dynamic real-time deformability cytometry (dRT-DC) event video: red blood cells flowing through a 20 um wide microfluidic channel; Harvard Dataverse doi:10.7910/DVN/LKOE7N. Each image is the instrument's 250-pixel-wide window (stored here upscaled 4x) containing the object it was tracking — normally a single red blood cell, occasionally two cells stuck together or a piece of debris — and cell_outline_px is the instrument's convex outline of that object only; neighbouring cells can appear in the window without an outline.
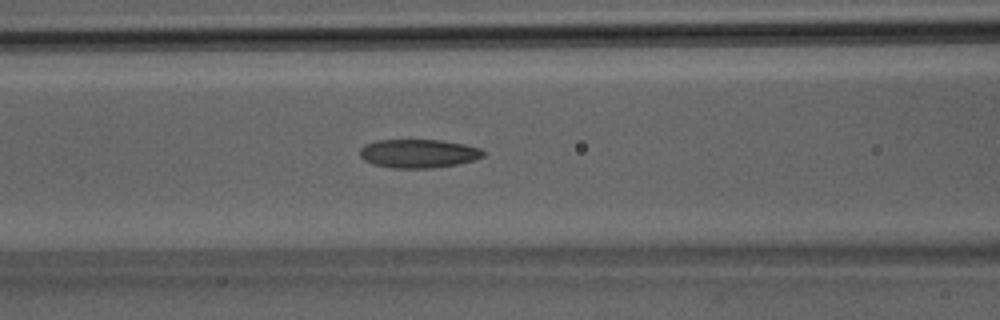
{"species": "Egyptian fruit bat (a non-hibernating species)", "species_latin": "Rousettus aegyptiacus", "temperature_condition": "room temperature", "stored_images_in_passage": 29, "camera_frame_rate_fps": 3000, "um_per_image_px": 0.085, "animal": {"sex": "male"}, "frame": {"image": 1, "passage_image": 7, "time_ms": 2.0, "image_size_px": [1000, 320], "cell_outline_px": [[484, 156], [472, 160], [456, 164], [432, 168], [392, 168], [372, 164], [364, 160], [360, 156], [360, 148], [364, 144], [376, 140], [440, 140], [464, 144], [480, 148], [484, 152]], "centroid_in_image_um": [35.52, 13.04], "position_along_channel_um": 131.1, "area_um2": 20.58}}
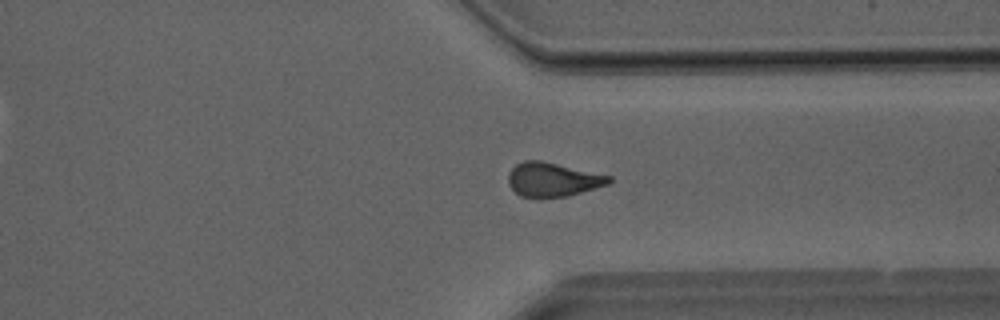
{"frame": {"image": 2, "passage_image": 20, "time_ms": 6.333, "image_size_px": [1000, 320], "cell_outline_px": [[612, 180], [608, 184], [568, 196], [540, 200], [520, 196], [508, 184], [508, 172], [516, 164], [524, 160], [540, 160], [612, 176]], "centroid_in_image_um": [46.95, 15.29], "position_along_channel_um": 364.5, "area_um2": 20.35}}
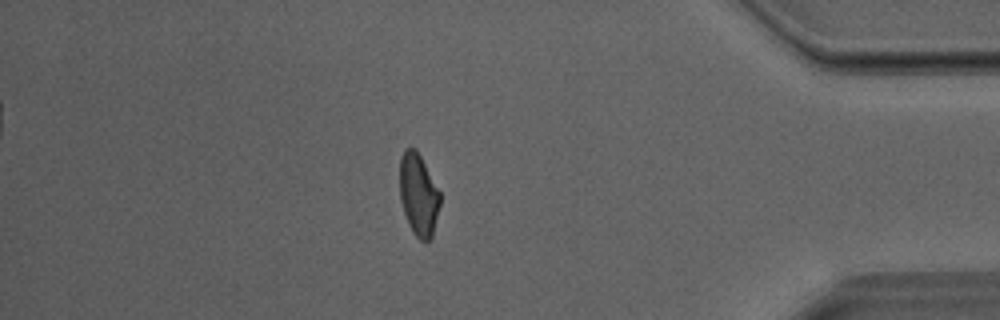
{"frame": {"image": 3, "passage_image": 24, "time_ms": 7.667, "image_size_px": [1000, 320], "cell_outline_px": [[440, 204], [432, 236], [428, 240], [420, 240], [412, 232], [408, 224], [400, 200], [400, 156], [404, 148], [416, 148], [440, 192]], "centroid_in_image_um": [35.56, 16.53], "position_along_channel_um": 399.6, "area_um2": 19.25}}